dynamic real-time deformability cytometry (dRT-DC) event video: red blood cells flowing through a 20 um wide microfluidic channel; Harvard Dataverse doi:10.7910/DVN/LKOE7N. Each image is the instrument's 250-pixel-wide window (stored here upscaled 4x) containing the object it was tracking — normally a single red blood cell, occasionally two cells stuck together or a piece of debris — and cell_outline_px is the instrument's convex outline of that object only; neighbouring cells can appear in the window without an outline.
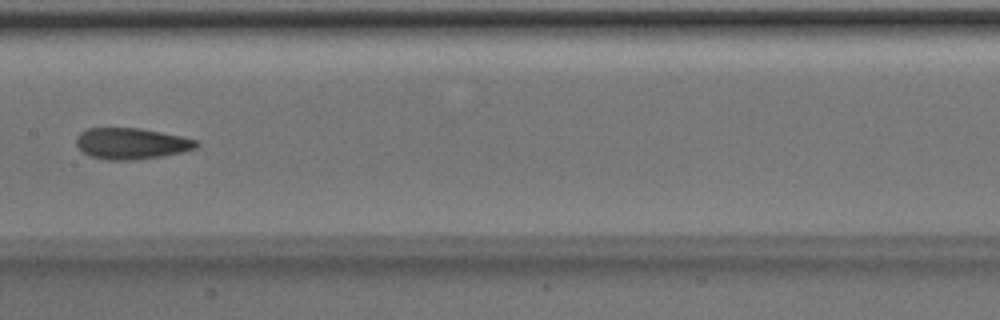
{"species": "Egyptian fruit bat (a non-hibernating species)", "species_latin": "Rousettus aegyptiacus", "temperature_condition": "room temperature", "stored_images_in_passage": 5, "camera_frame_rate_fps": 3000, "um_per_image_px": 0.085, "animal": {"sex": "male"}, "frame": {"image": 1, "passage_image": 5, "time_ms": 1.333, "image_size_px": [1000, 320], "cell_outline_px": [[200, 144], [196, 148], [184, 152], [160, 156], [132, 160], [108, 160], [88, 156], [76, 144], [76, 136], [80, 132], [88, 128], [140, 128], [180, 136], [196, 140]], "centroid_in_image_um": [11.15, 12.2], "position_along_channel_um": 196.2, "area_um2": 21.79}}